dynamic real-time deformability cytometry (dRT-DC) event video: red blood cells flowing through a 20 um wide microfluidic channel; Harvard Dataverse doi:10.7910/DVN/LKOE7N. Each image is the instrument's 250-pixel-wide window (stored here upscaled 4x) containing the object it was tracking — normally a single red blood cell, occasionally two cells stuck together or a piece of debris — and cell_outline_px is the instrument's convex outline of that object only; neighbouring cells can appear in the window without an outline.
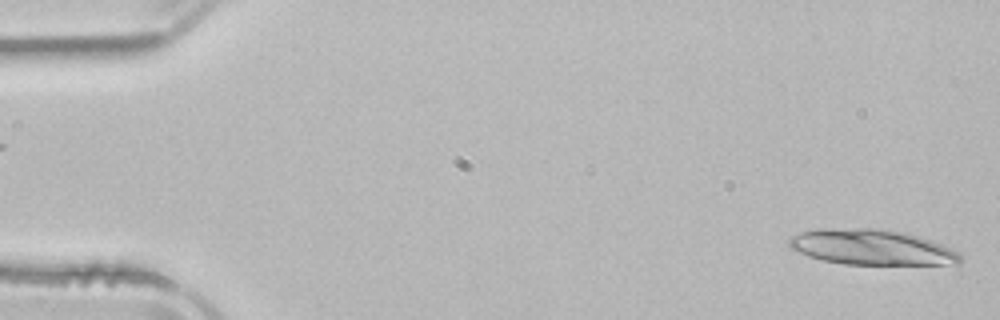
{"species": "common noctule bat (a hibernating species)", "species_latin": "Nyctalus noctula", "temperature_condition": "room temperature", "stored_images_in_passage": 5, "camera_frame_rate_fps": 3000, "um_per_image_px": 0.085, "animal": {"sex": "male", "body_mass_g": 21.5, "forearm_length_mm": 52.0}, "frame": {"image": 1, "passage_image": 5, "time_ms": 5.333, "image_size_px": [1000, 320], "cell_outline_px": [[964, 260], [960, 264], [844, 264], [820, 260], [808, 256], [792, 248], [788, 244], [788, 240], [792, 236], [800, 232], [820, 228], [884, 228], [904, 232], [932, 240], [956, 252]], "centroid_in_image_um": [74.07, 21.0], "position_along_channel_um": 10.9, "area_um2": 35.37}}